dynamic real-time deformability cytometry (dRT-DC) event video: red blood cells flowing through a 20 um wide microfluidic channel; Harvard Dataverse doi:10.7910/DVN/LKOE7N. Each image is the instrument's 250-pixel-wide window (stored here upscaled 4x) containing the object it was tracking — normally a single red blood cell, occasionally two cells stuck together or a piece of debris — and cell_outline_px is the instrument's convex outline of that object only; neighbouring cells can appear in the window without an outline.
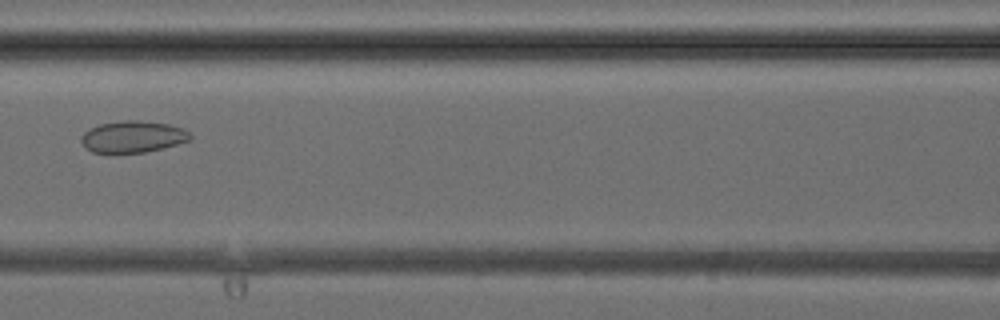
{"species": "common noctule bat (a hibernating species)", "species_latin": "Nyctalus noctula", "temperature_condition": "cold", "stored_images_in_passage": 5, "camera_frame_rate_fps": 3000, "um_per_image_px": 0.085, "animal": {"sex": "female", "body_mass_g": 24.6, "forearm_length_mm": 56.2}, "frame": {"image": 1, "passage_image": 5, "time_ms": 5.333, "image_size_px": [1000, 320], "cell_outline_px": [[192, 136], [188, 140], [176, 144], [144, 152], [92, 152], [80, 140], [80, 136], [84, 132], [100, 124], [124, 120], [136, 120], [168, 124], [184, 128]], "centroid_in_image_um": [11.29, 11.6], "position_along_channel_um": 155.3, "area_um2": 19.65}}